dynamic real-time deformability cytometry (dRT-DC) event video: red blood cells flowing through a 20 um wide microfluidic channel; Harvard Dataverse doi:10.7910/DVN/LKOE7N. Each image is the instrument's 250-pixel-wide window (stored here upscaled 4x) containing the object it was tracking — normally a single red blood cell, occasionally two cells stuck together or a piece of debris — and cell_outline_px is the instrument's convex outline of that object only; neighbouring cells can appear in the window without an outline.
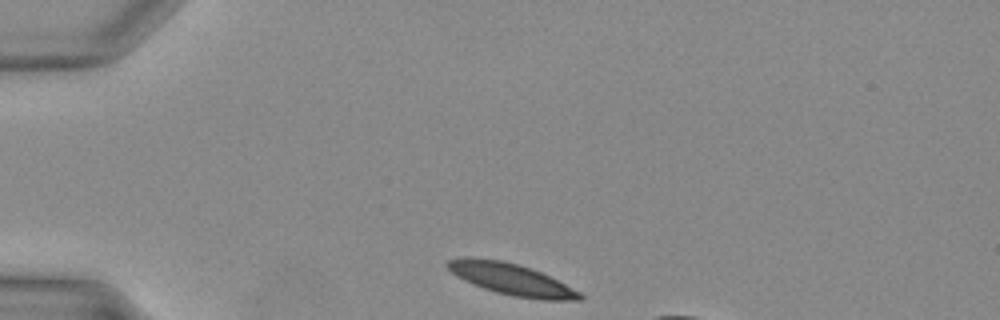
{"species": "Egyptian fruit bat (a non-hibernating species)", "species_latin": "Rousettus aegyptiacus", "temperature_condition": "warm", "stored_images_in_passage": 7, "camera_frame_rate_fps": 3000, "um_per_image_px": 0.085, "animal": {"sex": "female"}, "frame": {"image": 1, "passage_image": 1, "time_ms": 0.0, "image_size_px": [1000, 320], "cell_outline_px": [[584, 296], [580, 300], [540, 300], [512, 296], [496, 292], [472, 284], [456, 276], [444, 264], [448, 260], [464, 256], [468, 256], [500, 260], [516, 264], [540, 272], [580, 292]], "centroid_in_image_um": [43.41, 23.73], "position_along_channel_um": 41.6, "area_um2": 24.1}}
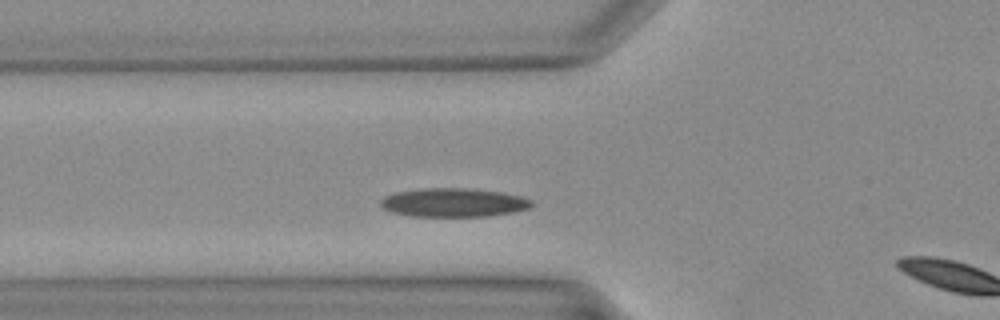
{"frame": {"image": 2, "passage_image": 6, "time_ms": 1.667, "image_size_px": [1000, 320], "cell_outline_px": [[532, 204], [528, 208], [512, 212], [488, 216], [408, 216], [392, 212], [384, 208], [380, 204], [380, 200], [384, 196], [396, 192], [424, 188], [468, 188], [500, 192], [520, 196], [532, 200]], "centroid_in_image_um": [38.52, 17.21], "position_along_channel_um": 87.3, "area_um2": 25.14}}